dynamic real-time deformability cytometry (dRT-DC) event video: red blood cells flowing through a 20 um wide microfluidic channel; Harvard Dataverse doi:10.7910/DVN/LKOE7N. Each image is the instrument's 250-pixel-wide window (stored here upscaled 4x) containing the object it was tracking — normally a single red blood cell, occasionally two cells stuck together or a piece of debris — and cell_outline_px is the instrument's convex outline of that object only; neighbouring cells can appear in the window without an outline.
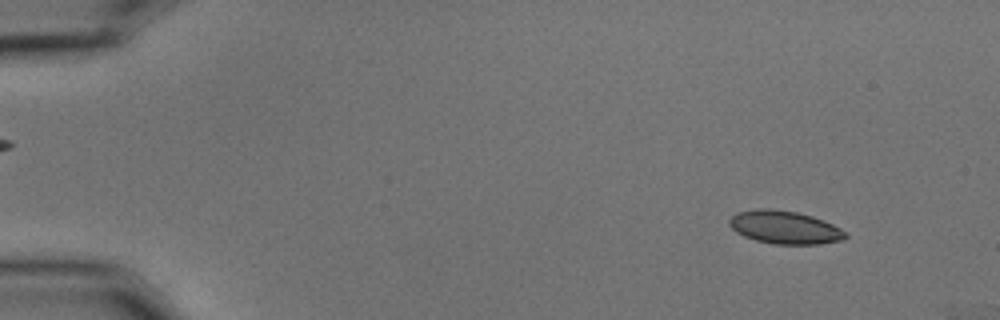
{"species": "common noctule bat (a hibernating species)", "species_latin": "Nyctalus noctula", "temperature_condition": "cold", "stored_images_in_passage": 12, "segment_of_instrument_passage": [1, 2], "camera_frame_rate_fps": 3000, "um_per_image_px": 0.085, "animal": {"sex": "male", "body_mass_g": 15.6}, "frame": {"image": 1, "passage_image": 6, "time_ms": 1.667, "image_size_px": [1000, 320], "cell_outline_px": [[848, 236], [844, 240], [820, 244], [772, 244], [756, 240], [744, 236], [736, 232], [728, 224], [728, 220], [736, 212], [756, 208], [772, 208], [796, 212], [812, 216], [824, 220], [848, 232]], "centroid_in_image_um": [66.71, 19.32], "position_along_channel_um": 18.3, "area_um2": 22.66}}